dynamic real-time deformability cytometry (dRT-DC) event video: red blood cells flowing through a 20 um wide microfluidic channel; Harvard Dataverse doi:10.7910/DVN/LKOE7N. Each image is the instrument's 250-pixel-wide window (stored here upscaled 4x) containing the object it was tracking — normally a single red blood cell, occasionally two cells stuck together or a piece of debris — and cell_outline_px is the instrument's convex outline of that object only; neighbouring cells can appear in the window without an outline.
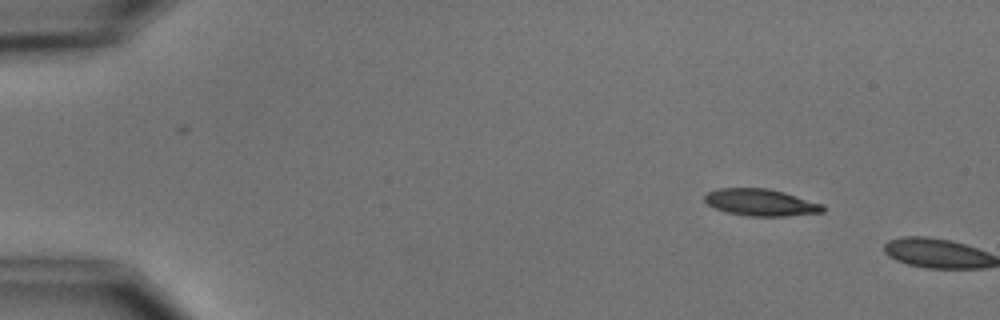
{"species": "common noctule bat (a hibernating species)", "species_latin": "Nyctalus noctula", "temperature_condition": "cold", "stored_images_in_passage": 2, "camera_frame_rate_fps": 3000, "um_per_image_px": 0.085, "animal": {"sex": "male", "body_mass_g": 15.6}, "frame": {"image": 1, "passage_image": 1, "time_ms": 0.0, "image_size_px": [1000, 320], "cell_outline_px": [[824, 212], [784, 216], [748, 216], [728, 212], [716, 208], [708, 204], [704, 200], [704, 196], [708, 192], [720, 188], [768, 188], [784, 192], [824, 204]], "centroid_in_image_um": [64.69, 17.2], "position_along_channel_um": 20.3, "area_um2": 18.44}}